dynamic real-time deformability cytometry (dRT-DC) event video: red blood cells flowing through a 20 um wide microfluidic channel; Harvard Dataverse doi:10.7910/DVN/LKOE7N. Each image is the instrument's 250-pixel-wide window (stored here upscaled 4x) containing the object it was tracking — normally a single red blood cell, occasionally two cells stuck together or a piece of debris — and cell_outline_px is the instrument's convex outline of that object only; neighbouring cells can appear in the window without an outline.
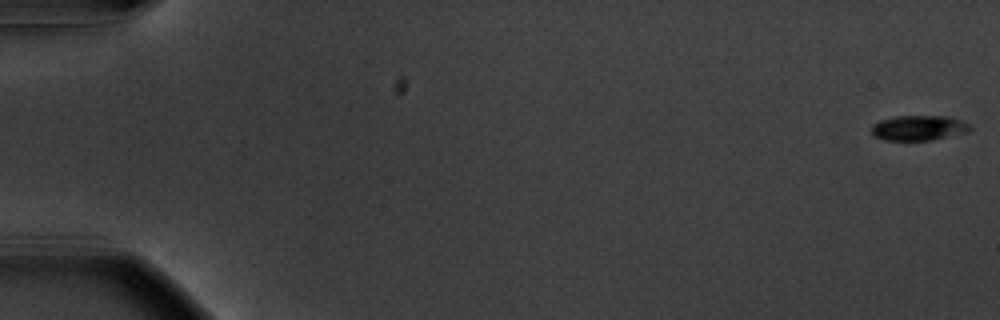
{"species": "common noctule bat (a hibernating species)", "species_latin": "Nyctalus noctula", "temperature_condition": "warm", "stored_images_in_passage": 56, "camera_frame_rate_fps": 3000, "um_per_image_px": 0.085, "animal": {"sex": "male", "body_mass_g": 20.1, "forearm_length_mm": 53.5}, "frame": {"image": 1, "passage_image": 1, "time_ms": 0.0, "image_size_px": [1000, 320], "cell_outline_px": [[972, 128], [968, 132], [932, 140], [884, 140], [876, 136], [872, 132], [872, 124], [880, 120], [896, 116], [948, 116], [960, 120], [968, 124]], "centroid_in_image_um": [78.1, 10.87], "position_along_channel_um": 6.9, "area_um2": 14.33}}
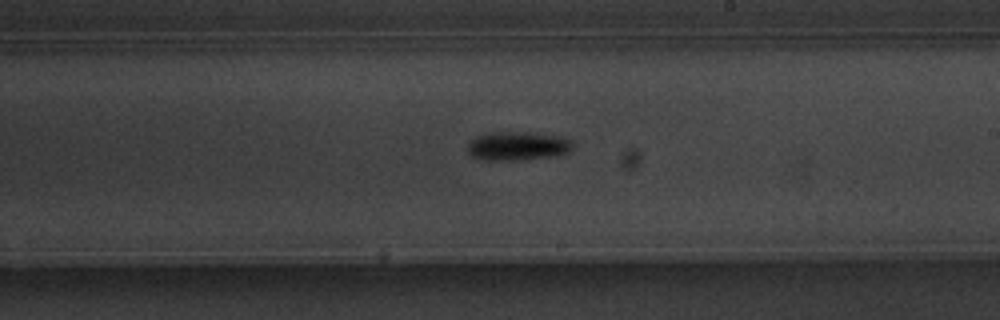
{"frame": {"image": 2, "passage_image": 34, "time_ms": 11.0, "image_size_px": [1000, 320], "cell_outline_px": [[572, 148], [568, 152], [556, 156], [524, 160], [484, 160], [472, 156], [468, 152], [468, 144], [476, 136], [492, 132], [528, 132], [560, 136], [572, 140]], "centroid_in_image_um": [44.02, 12.41], "position_along_channel_um": 245.0, "area_um2": 17.74}}
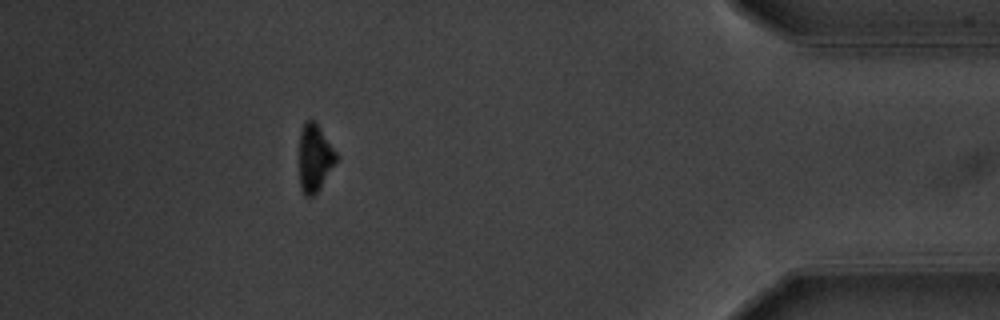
{"frame": {"image": 3, "passage_image": 51, "time_ms": 16.667, "image_size_px": [1000, 320], "cell_outline_px": [[336, 160], [316, 192], [312, 196], [304, 196], [300, 188], [300, 132], [304, 120], [316, 120], [336, 152]], "centroid_in_image_um": [26.72, 13.36], "position_along_channel_um": 408.5, "area_um2": 14.22}, "authors_computed_cell_mechanics": {"area_um2": 15.606, "velocity_mm_per_s": 3.6872, "shape_relaxation_time_tau1_ms": 1.744, "shape_relaxation_time_tau2_ms": null, "deformation_change_tau1": 0.1267, "deformation_change_tau2": null}}